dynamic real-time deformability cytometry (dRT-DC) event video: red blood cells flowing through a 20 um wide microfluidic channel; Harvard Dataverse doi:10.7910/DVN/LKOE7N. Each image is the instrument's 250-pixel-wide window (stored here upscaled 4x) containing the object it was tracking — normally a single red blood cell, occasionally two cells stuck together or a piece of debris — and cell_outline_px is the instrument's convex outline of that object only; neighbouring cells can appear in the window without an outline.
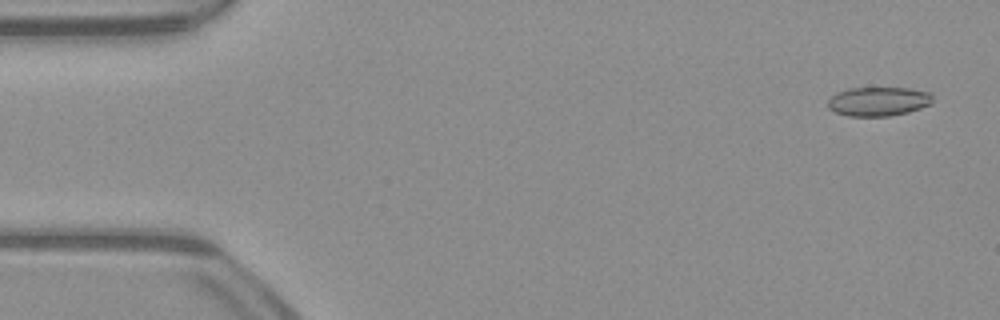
{"species": "common noctule bat (a hibernating species)", "species_latin": "Nyctalus noctula", "temperature_condition": "warm", "stored_images_in_passage": 52, "camera_frame_rate_fps": 3000, "um_per_image_px": 0.085, "animal": {"sex": "male", "body_mass_g": 23.1, "forearm_length_mm": 52.7}, "frame": {"image": 1, "passage_image": 3, "time_ms": 0.667, "image_size_px": [1000, 320], "cell_outline_px": [[932, 104], [908, 112], [888, 116], [848, 116], [836, 112], [828, 108], [828, 100], [836, 92], [848, 88], [908, 88], [932, 92]], "centroid_in_image_um": [74.67, 8.61], "position_along_channel_um": 10.3, "area_um2": 17.86}}
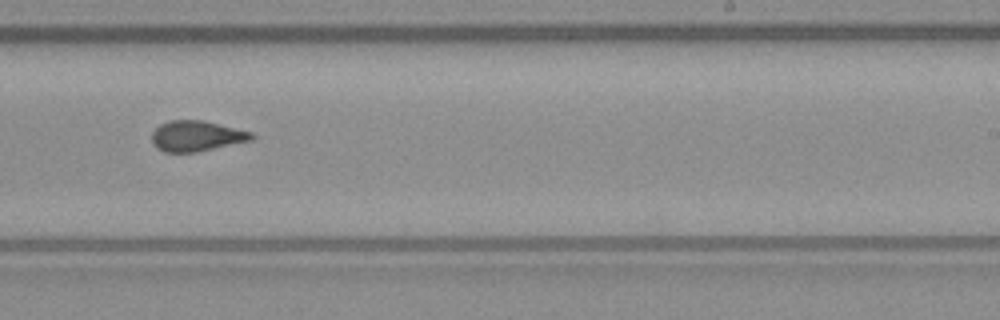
{"frame": {"image": 2, "passage_image": 32, "time_ms": 10.333, "image_size_px": [1000, 320], "cell_outline_px": [[256, 136], [252, 140], [196, 152], [164, 152], [156, 148], [152, 144], [152, 132], [160, 124], [168, 120], [204, 120], [252, 132]], "centroid_in_image_um": [16.69, 11.56], "position_along_channel_um": 272.3, "area_um2": 17.86}}
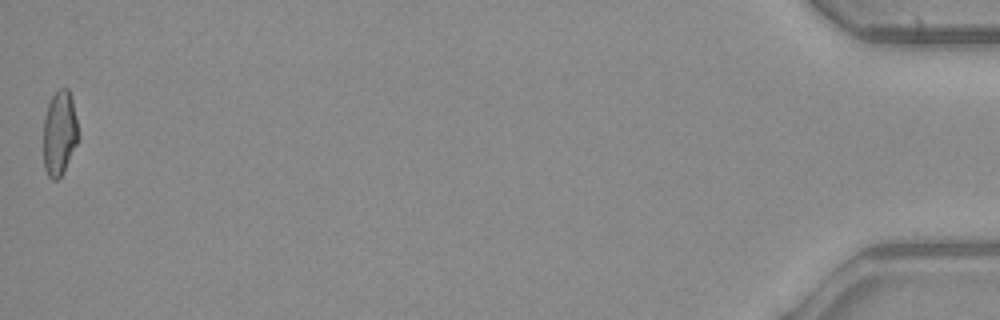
{"frame": {"image": 3, "passage_image": 52, "time_ms": 17.0, "image_size_px": [1000, 320], "cell_outline_px": [[80, 136], [64, 172], [56, 180], [52, 180], [48, 176], [44, 168], [44, 116], [48, 104], [52, 96], [60, 88], [68, 88], [72, 100]], "centroid_in_image_um": [5.06, 11.33], "position_along_channel_um": 430.1, "area_um2": 17.28}, "authors_computed_cell_mechanics": {"area_um2": 18.0914, "velocity_mm_per_s": 3.992, "shape_relaxation_time_tau1_ms": null, "shape_relaxation_time_tau2_ms": 1.4171, "deformation_change_tau1": null, "deformation_change_tau2": 0.0783}}